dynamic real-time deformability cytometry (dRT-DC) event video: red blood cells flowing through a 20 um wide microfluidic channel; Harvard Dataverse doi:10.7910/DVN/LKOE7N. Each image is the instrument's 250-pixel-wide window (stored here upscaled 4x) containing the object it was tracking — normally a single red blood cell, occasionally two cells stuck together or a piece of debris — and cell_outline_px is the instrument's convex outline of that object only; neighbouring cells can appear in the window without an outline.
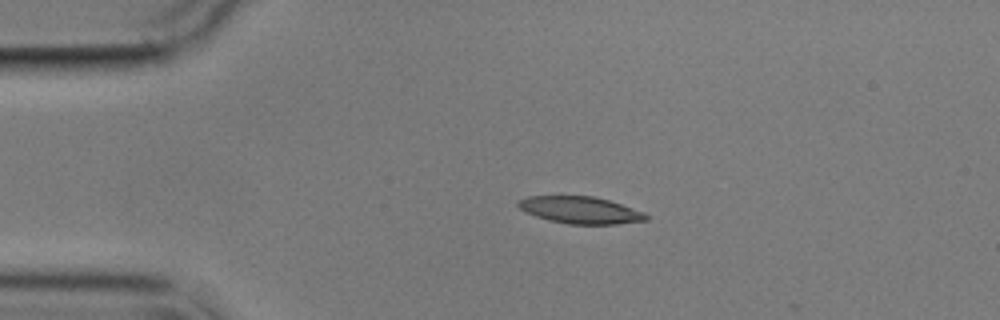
{"species": "common noctule bat (a hibernating species)", "species_latin": "Nyctalus noctula", "temperature_condition": "cold", "stored_images_in_passage": 3, "camera_frame_rate_fps": 3000, "um_per_image_px": 0.085, "animal": {"sex": "male", "body_mass_g": 17.9}, "frame": {"image": 1, "passage_image": 2, "time_ms": 1.333, "image_size_px": [1000, 320], "cell_outline_px": [[648, 220], [616, 224], [568, 224], [548, 220], [536, 216], [520, 208], [516, 204], [516, 200], [528, 196], [592, 196], [608, 200], [644, 212], [648, 216]], "centroid_in_image_um": [49.31, 17.85], "position_along_channel_um": 35.7, "area_um2": 20.0}}